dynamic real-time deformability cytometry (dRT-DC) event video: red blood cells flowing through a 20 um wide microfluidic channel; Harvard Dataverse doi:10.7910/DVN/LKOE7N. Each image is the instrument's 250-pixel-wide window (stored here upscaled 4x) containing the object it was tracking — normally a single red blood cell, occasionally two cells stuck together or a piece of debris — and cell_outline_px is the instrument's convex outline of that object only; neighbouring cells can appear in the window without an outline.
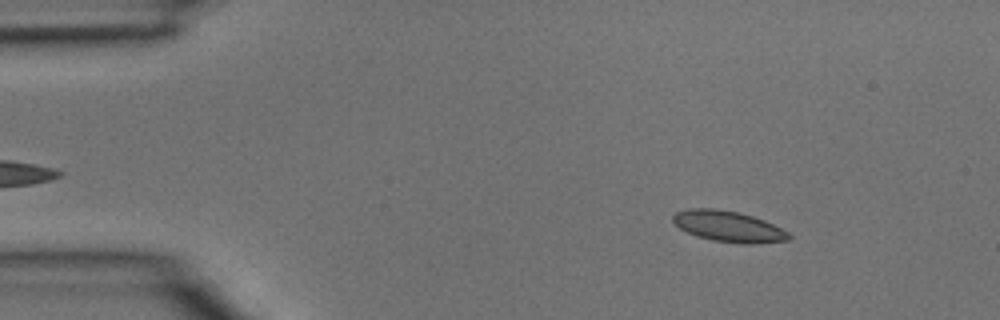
{"species": "common noctule bat (a hibernating species)", "species_latin": "Nyctalus noctula", "temperature_condition": "room temperature", "stored_images_in_passage": 4, "camera_frame_rate_fps": 3000, "um_per_image_px": 0.085, "animal": {"sex": "male", "body_mass_g": 15.6}, "frame": {"image": 1, "passage_image": 1, "time_ms": 0.0, "image_size_px": [1000, 320], "cell_outline_px": [[792, 236], [788, 240], [752, 244], [744, 244], [712, 240], [696, 236], [680, 228], [672, 220], [672, 216], [676, 212], [688, 208], [712, 208], [740, 212], [764, 220], [788, 232]], "centroid_in_image_um": [61.9, 19.24], "position_along_channel_um": 23.1, "area_um2": 20.81}}
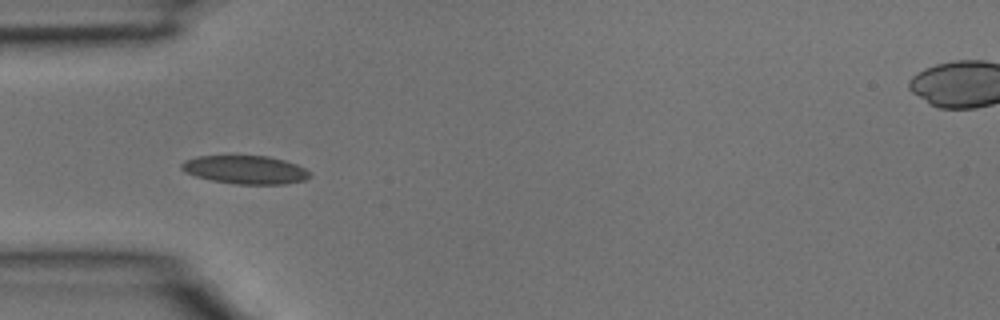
{"frame": {"image": 2, "passage_image": 3, "time_ms": 0.667, "image_size_px": [1000, 320], "cell_outline_px": [[312, 176], [304, 180], [284, 184], [236, 184], [212, 180], [196, 176], [184, 172], [180, 168], [180, 164], [184, 160], [196, 156], [268, 156], [284, 160], [296, 164], [312, 172]], "centroid_in_image_um": [20.85, 14.42], "position_along_channel_um": 64.1, "area_um2": 21.27}}